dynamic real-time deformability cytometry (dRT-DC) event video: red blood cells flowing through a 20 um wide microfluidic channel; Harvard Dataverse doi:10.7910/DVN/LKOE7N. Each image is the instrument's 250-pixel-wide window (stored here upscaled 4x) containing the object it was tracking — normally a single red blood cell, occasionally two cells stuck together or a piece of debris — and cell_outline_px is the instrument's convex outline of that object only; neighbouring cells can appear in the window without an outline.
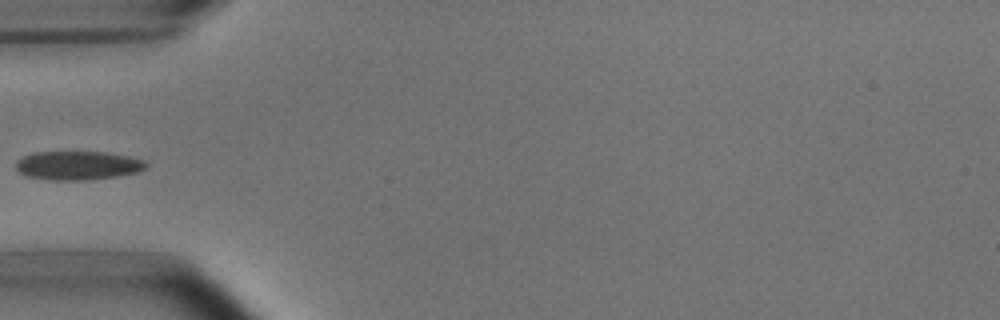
{"species": "common noctule bat (a hibernating species)", "species_latin": "Nyctalus noctula", "temperature_condition": "room temperature", "stored_images_in_passage": 4, "camera_frame_rate_fps": 3000, "um_per_image_px": 0.085, "animal": {"sex": "male", "body_mass_g": 15.6}, "frame": {"image": 1, "passage_image": 4, "time_ms": 4.333, "image_size_px": [1000, 320], "cell_outline_px": [[148, 168], [136, 172], [116, 176], [88, 180], [52, 180], [28, 176], [20, 172], [16, 168], [16, 160], [32, 152], [108, 152], [128, 156], [144, 160], [148, 164]], "centroid_in_image_um": [6.63, 14.06], "position_along_channel_um": 78.4, "area_um2": 21.85}}